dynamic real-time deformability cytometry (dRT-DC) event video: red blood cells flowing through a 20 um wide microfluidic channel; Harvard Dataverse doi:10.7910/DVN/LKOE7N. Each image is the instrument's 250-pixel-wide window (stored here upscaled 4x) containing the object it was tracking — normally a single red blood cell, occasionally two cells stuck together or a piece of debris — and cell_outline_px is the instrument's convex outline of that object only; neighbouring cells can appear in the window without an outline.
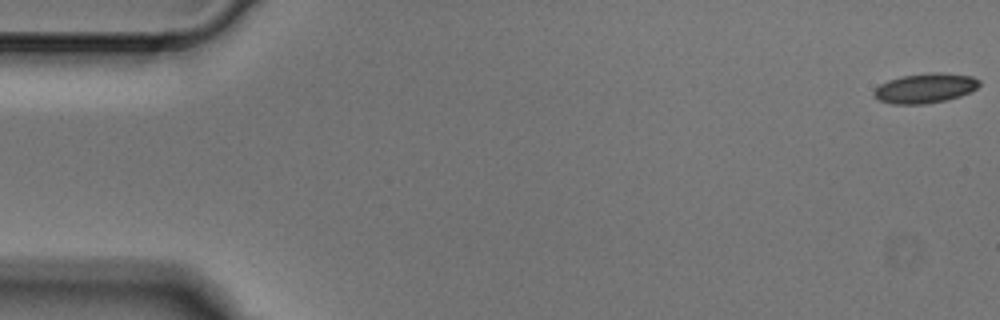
{"species": "Egyptian fruit bat (a non-hibernating species)", "species_latin": "Rousettus aegyptiacus", "temperature_condition": "cold", "stored_images_in_passage": 4, "camera_frame_rate_fps": 3000, "um_per_image_px": 0.085, "animal": {"sex": "male"}, "frame": {"image": 1, "passage_image": 1, "time_ms": 0.0, "image_size_px": [1000, 320], "cell_outline_px": [[980, 84], [972, 92], [960, 96], [944, 100], [924, 104], [892, 104], [876, 100], [872, 96], [872, 92], [880, 84], [888, 80], [904, 76], [932, 72], [940, 72], [972, 76], [980, 80]], "centroid_in_image_um": [78.62, 7.5], "position_along_channel_um": 6.4, "area_um2": 18.38}}